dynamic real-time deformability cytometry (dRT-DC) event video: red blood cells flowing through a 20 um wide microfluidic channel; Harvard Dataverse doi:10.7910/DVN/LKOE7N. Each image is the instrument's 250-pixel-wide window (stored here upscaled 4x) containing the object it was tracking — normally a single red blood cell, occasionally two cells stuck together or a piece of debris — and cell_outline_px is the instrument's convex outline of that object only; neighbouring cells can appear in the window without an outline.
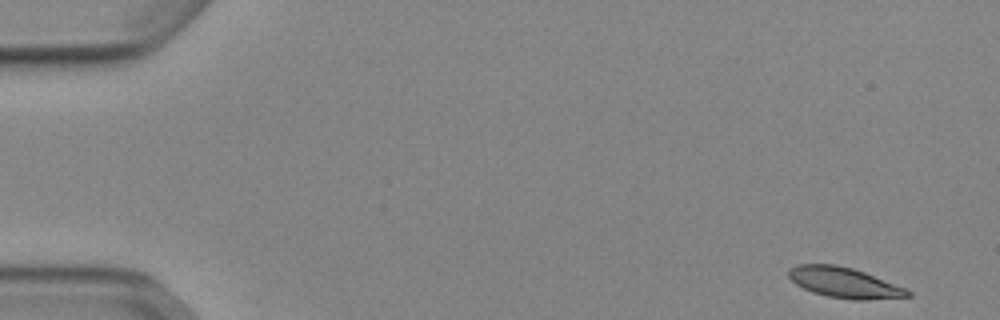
{"species": "Egyptian fruit bat (a non-hibernating species)", "species_latin": "Rousettus aegyptiacus", "temperature_condition": "cold", "stored_images_in_passage": 51, "camera_frame_rate_fps": 3000, "um_per_image_px": 0.085, "animal": {"sex": "female"}, "frame": {"image": 1, "passage_image": 1, "time_ms": 0.0, "image_size_px": [1000, 320], "cell_outline_px": [[912, 296], [868, 300], [856, 300], [828, 296], [812, 292], [796, 284], [788, 276], [788, 268], [796, 264], [836, 264], [852, 268], [864, 272], [904, 288], [912, 292]], "centroid_in_image_um": [71.73, 24.01], "position_along_channel_um": 13.3, "area_um2": 20.98}}
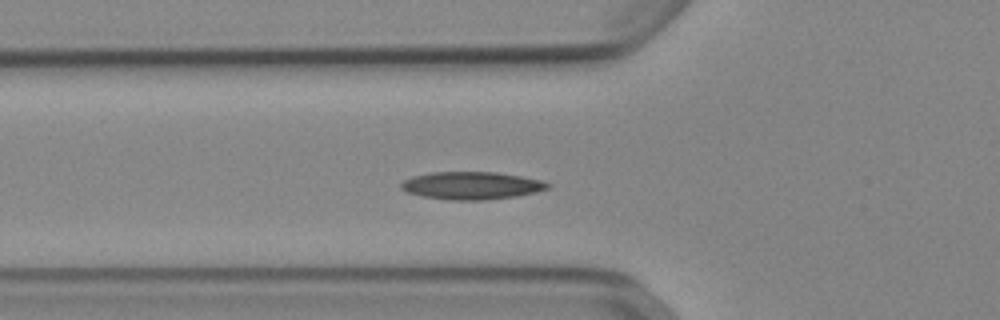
{"frame": {"image": 2, "passage_image": 17, "time_ms": 5.333, "image_size_px": [1000, 320], "cell_outline_px": [[552, 184], [548, 188], [536, 192], [516, 196], [484, 200], [452, 200], [424, 196], [408, 192], [400, 188], [400, 184], [404, 180], [412, 176], [432, 172], [496, 172], [520, 176], [540, 180]], "centroid_in_image_um": [40.08, 15.77], "position_along_channel_um": 85.7, "area_um2": 23.47}}
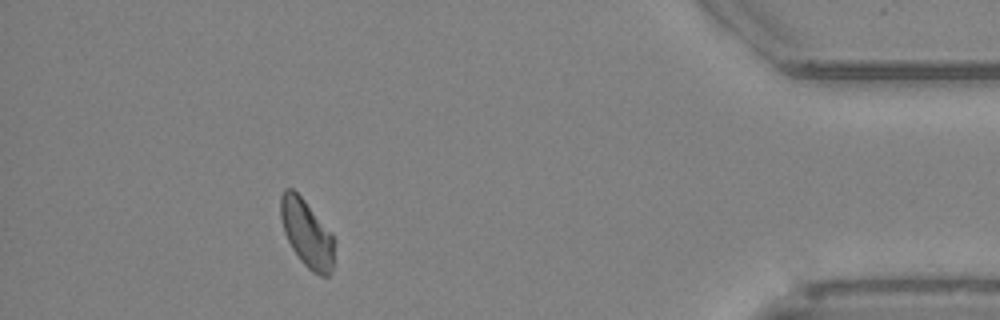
{"frame": {"image": 3, "passage_image": 46, "time_ms": 15.0, "image_size_px": [1000, 320], "cell_outline_px": [[332, 272], [328, 276], [320, 276], [312, 272], [300, 260], [292, 248], [284, 232], [280, 216], [280, 196], [284, 188], [292, 188], [304, 200], [332, 236]], "centroid_in_image_um": [26.02, 19.84], "position_along_channel_um": 409.2, "area_um2": 20.46}, "authors_computed_cell_mechanics": {"area_um2": 21.386, "velocity_mm_per_s": 3.8491, "shape_relaxation_time_tau1_ms": 6.3318, "shape_relaxation_time_tau2_ms": 7.3032, "deformation_change_tau1": 0.1111, "deformation_change_tau2": 0.1319}}